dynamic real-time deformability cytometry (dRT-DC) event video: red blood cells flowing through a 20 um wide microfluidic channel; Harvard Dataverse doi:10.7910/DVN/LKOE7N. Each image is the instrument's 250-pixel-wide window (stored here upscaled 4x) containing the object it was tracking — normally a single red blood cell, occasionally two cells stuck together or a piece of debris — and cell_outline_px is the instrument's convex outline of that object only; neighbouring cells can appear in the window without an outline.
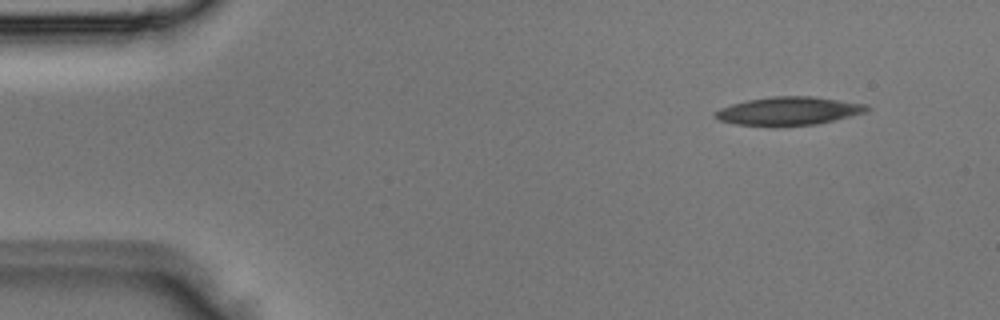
{"species": "Egyptian fruit bat (a non-hibernating species)", "species_latin": "Rousettus aegyptiacus", "temperature_condition": "room temperature", "stored_images_in_passage": 4, "segment_of_instrument_passage": [1, 2], "camera_frame_rate_fps": 3000, "um_per_image_px": 0.085, "animal": {"sex": "male"}, "frame": {"image": 1, "passage_image": 1, "time_ms": 0.0, "image_size_px": [1000, 320], "cell_outline_px": [[872, 108], [868, 112], [816, 124], [736, 124], [720, 120], [712, 116], [712, 112], [720, 108], [732, 104], [748, 100], [772, 96], [812, 96], [868, 104]], "centroid_in_image_um": [67.08, 9.4], "position_along_channel_um": 17.9, "area_um2": 24.51}}
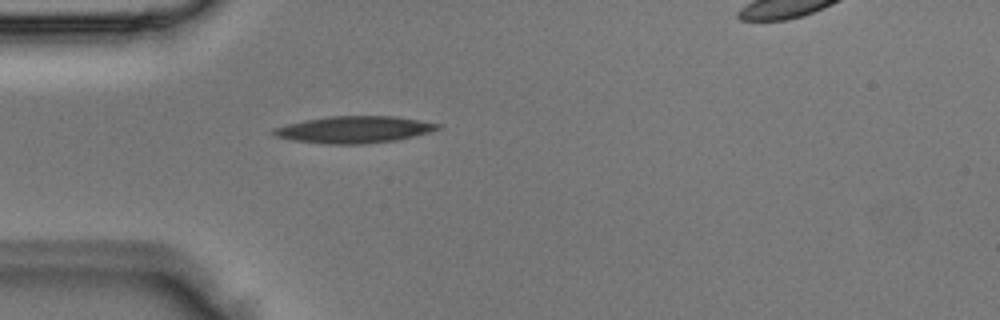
{"frame": {"image": 2, "passage_image": 3, "time_ms": 0.667, "image_size_px": [1000, 320], "cell_outline_px": [[440, 128], [428, 132], [396, 140], [364, 144], [328, 144], [292, 140], [276, 136], [272, 132], [272, 128], [304, 120], [328, 116], [396, 116], [420, 120], [440, 124]], "centroid_in_image_um": [30.08, 11.01], "position_along_channel_um": 54.9, "area_um2": 25.55}}